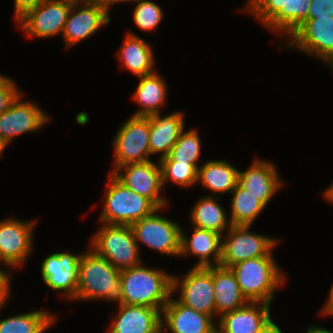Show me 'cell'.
Returning <instances> with one entry per match:
<instances>
[{"label":"cell","mask_w":333,"mask_h":333,"mask_svg":"<svg viewBox=\"0 0 333 333\" xmlns=\"http://www.w3.org/2000/svg\"><path fill=\"white\" fill-rule=\"evenodd\" d=\"M122 304L146 306L161 313L172 294V275L142 264L121 270Z\"/></svg>","instance_id":"obj_1"},{"label":"cell","mask_w":333,"mask_h":333,"mask_svg":"<svg viewBox=\"0 0 333 333\" xmlns=\"http://www.w3.org/2000/svg\"><path fill=\"white\" fill-rule=\"evenodd\" d=\"M107 299L122 304L121 271L92 248L81 254L74 299Z\"/></svg>","instance_id":"obj_2"},{"label":"cell","mask_w":333,"mask_h":333,"mask_svg":"<svg viewBox=\"0 0 333 333\" xmlns=\"http://www.w3.org/2000/svg\"><path fill=\"white\" fill-rule=\"evenodd\" d=\"M249 302L272 303L276 288L285 281L272 255L247 259L230 267Z\"/></svg>","instance_id":"obj_3"},{"label":"cell","mask_w":333,"mask_h":333,"mask_svg":"<svg viewBox=\"0 0 333 333\" xmlns=\"http://www.w3.org/2000/svg\"><path fill=\"white\" fill-rule=\"evenodd\" d=\"M100 222L112 225H129L150 216L158 209L149 199L135 193L112 173Z\"/></svg>","instance_id":"obj_4"},{"label":"cell","mask_w":333,"mask_h":333,"mask_svg":"<svg viewBox=\"0 0 333 333\" xmlns=\"http://www.w3.org/2000/svg\"><path fill=\"white\" fill-rule=\"evenodd\" d=\"M92 240L93 250L120 271L142 263L134 233L129 225L103 223Z\"/></svg>","instance_id":"obj_5"},{"label":"cell","mask_w":333,"mask_h":333,"mask_svg":"<svg viewBox=\"0 0 333 333\" xmlns=\"http://www.w3.org/2000/svg\"><path fill=\"white\" fill-rule=\"evenodd\" d=\"M311 0H249L244 8L271 30L289 36L308 19ZM249 8V9H248Z\"/></svg>","instance_id":"obj_6"},{"label":"cell","mask_w":333,"mask_h":333,"mask_svg":"<svg viewBox=\"0 0 333 333\" xmlns=\"http://www.w3.org/2000/svg\"><path fill=\"white\" fill-rule=\"evenodd\" d=\"M249 228L248 225H232L225 240L222 237L220 266L230 268L247 259L272 255L271 249L278 241L254 234Z\"/></svg>","instance_id":"obj_7"},{"label":"cell","mask_w":333,"mask_h":333,"mask_svg":"<svg viewBox=\"0 0 333 333\" xmlns=\"http://www.w3.org/2000/svg\"><path fill=\"white\" fill-rule=\"evenodd\" d=\"M150 116H131L114 140L115 167L150 161Z\"/></svg>","instance_id":"obj_8"},{"label":"cell","mask_w":333,"mask_h":333,"mask_svg":"<svg viewBox=\"0 0 333 333\" xmlns=\"http://www.w3.org/2000/svg\"><path fill=\"white\" fill-rule=\"evenodd\" d=\"M156 209L150 216L131 225L135 241L142 242L162 254L180 255L181 227L177 223L157 215Z\"/></svg>","instance_id":"obj_9"},{"label":"cell","mask_w":333,"mask_h":333,"mask_svg":"<svg viewBox=\"0 0 333 333\" xmlns=\"http://www.w3.org/2000/svg\"><path fill=\"white\" fill-rule=\"evenodd\" d=\"M178 280L172 276V292L180 287L179 302L196 311L210 315L216 313L215 290L212 283V266L193 267L189 272Z\"/></svg>","instance_id":"obj_10"},{"label":"cell","mask_w":333,"mask_h":333,"mask_svg":"<svg viewBox=\"0 0 333 333\" xmlns=\"http://www.w3.org/2000/svg\"><path fill=\"white\" fill-rule=\"evenodd\" d=\"M73 3L68 0H43L17 22H20V28L31 37L54 36L63 31Z\"/></svg>","instance_id":"obj_11"},{"label":"cell","mask_w":333,"mask_h":333,"mask_svg":"<svg viewBox=\"0 0 333 333\" xmlns=\"http://www.w3.org/2000/svg\"><path fill=\"white\" fill-rule=\"evenodd\" d=\"M123 170L124 174L120 172ZM112 171L111 173L121 183L149 199L158 209H162L167 204V200L160 196L163 187L160 164L156 165L152 161L130 163Z\"/></svg>","instance_id":"obj_12"},{"label":"cell","mask_w":333,"mask_h":333,"mask_svg":"<svg viewBox=\"0 0 333 333\" xmlns=\"http://www.w3.org/2000/svg\"><path fill=\"white\" fill-rule=\"evenodd\" d=\"M287 47L318 56L333 68V17L307 19L291 35Z\"/></svg>","instance_id":"obj_13"},{"label":"cell","mask_w":333,"mask_h":333,"mask_svg":"<svg viewBox=\"0 0 333 333\" xmlns=\"http://www.w3.org/2000/svg\"><path fill=\"white\" fill-rule=\"evenodd\" d=\"M79 4H72L62 31L67 47L90 37L103 24L110 22L108 11L103 3L81 2V7L78 6Z\"/></svg>","instance_id":"obj_14"},{"label":"cell","mask_w":333,"mask_h":333,"mask_svg":"<svg viewBox=\"0 0 333 333\" xmlns=\"http://www.w3.org/2000/svg\"><path fill=\"white\" fill-rule=\"evenodd\" d=\"M35 223L12 218L0 221V262L10 267L24 264L33 247L32 231Z\"/></svg>","instance_id":"obj_15"},{"label":"cell","mask_w":333,"mask_h":333,"mask_svg":"<svg viewBox=\"0 0 333 333\" xmlns=\"http://www.w3.org/2000/svg\"><path fill=\"white\" fill-rule=\"evenodd\" d=\"M80 255L64 252L53 253L45 258L41 275L49 288L64 291L69 299L76 297Z\"/></svg>","instance_id":"obj_16"},{"label":"cell","mask_w":333,"mask_h":333,"mask_svg":"<svg viewBox=\"0 0 333 333\" xmlns=\"http://www.w3.org/2000/svg\"><path fill=\"white\" fill-rule=\"evenodd\" d=\"M20 98L21 95L0 115V139L6 144L22 133L40 129L48 121V116L41 108Z\"/></svg>","instance_id":"obj_17"},{"label":"cell","mask_w":333,"mask_h":333,"mask_svg":"<svg viewBox=\"0 0 333 333\" xmlns=\"http://www.w3.org/2000/svg\"><path fill=\"white\" fill-rule=\"evenodd\" d=\"M213 319L170 297L162 310V333L165 330L164 323L171 333H211L217 327L213 324Z\"/></svg>","instance_id":"obj_18"},{"label":"cell","mask_w":333,"mask_h":333,"mask_svg":"<svg viewBox=\"0 0 333 333\" xmlns=\"http://www.w3.org/2000/svg\"><path fill=\"white\" fill-rule=\"evenodd\" d=\"M161 314L151 307L119 304L109 333H162Z\"/></svg>","instance_id":"obj_19"},{"label":"cell","mask_w":333,"mask_h":333,"mask_svg":"<svg viewBox=\"0 0 333 333\" xmlns=\"http://www.w3.org/2000/svg\"><path fill=\"white\" fill-rule=\"evenodd\" d=\"M275 166L262 160H256L248 170L238 173V183L259 199L265 206L281 187Z\"/></svg>","instance_id":"obj_20"},{"label":"cell","mask_w":333,"mask_h":333,"mask_svg":"<svg viewBox=\"0 0 333 333\" xmlns=\"http://www.w3.org/2000/svg\"><path fill=\"white\" fill-rule=\"evenodd\" d=\"M270 305L249 302L239 309L225 312L218 316L220 320L217 328H220L222 333H256L271 319Z\"/></svg>","instance_id":"obj_21"},{"label":"cell","mask_w":333,"mask_h":333,"mask_svg":"<svg viewBox=\"0 0 333 333\" xmlns=\"http://www.w3.org/2000/svg\"><path fill=\"white\" fill-rule=\"evenodd\" d=\"M222 235L213 231L194 228L191 238L181 229L180 255L194 254L199 257L195 267L218 266L221 260ZM188 253V254H187ZM212 256V259H210ZM213 262V263H211Z\"/></svg>","instance_id":"obj_22"},{"label":"cell","mask_w":333,"mask_h":333,"mask_svg":"<svg viewBox=\"0 0 333 333\" xmlns=\"http://www.w3.org/2000/svg\"><path fill=\"white\" fill-rule=\"evenodd\" d=\"M184 130L183 114L174 112L167 116L154 114L150 116V153L161 152L160 159L167 157Z\"/></svg>","instance_id":"obj_23"},{"label":"cell","mask_w":333,"mask_h":333,"mask_svg":"<svg viewBox=\"0 0 333 333\" xmlns=\"http://www.w3.org/2000/svg\"><path fill=\"white\" fill-rule=\"evenodd\" d=\"M212 283L216 294L214 297L216 314L218 313L219 316L225 312L239 309L249 303L230 268L213 265Z\"/></svg>","instance_id":"obj_24"},{"label":"cell","mask_w":333,"mask_h":333,"mask_svg":"<svg viewBox=\"0 0 333 333\" xmlns=\"http://www.w3.org/2000/svg\"><path fill=\"white\" fill-rule=\"evenodd\" d=\"M118 54L123 67L128 68L132 74L139 77L153 73L152 48L135 34L128 32Z\"/></svg>","instance_id":"obj_25"},{"label":"cell","mask_w":333,"mask_h":333,"mask_svg":"<svg viewBox=\"0 0 333 333\" xmlns=\"http://www.w3.org/2000/svg\"><path fill=\"white\" fill-rule=\"evenodd\" d=\"M141 80L134 93V100L142 107L133 116L148 117L159 114V108L165 103L166 84L156 72L139 76Z\"/></svg>","instance_id":"obj_26"},{"label":"cell","mask_w":333,"mask_h":333,"mask_svg":"<svg viewBox=\"0 0 333 333\" xmlns=\"http://www.w3.org/2000/svg\"><path fill=\"white\" fill-rule=\"evenodd\" d=\"M239 170L229 162L208 161L198 168L197 181L213 193L232 192L238 183Z\"/></svg>","instance_id":"obj_27"},{"label":"cell","mask_w":333,"mask_h":333,"mask_svg":"<svg viewBox=\"0 0 333 333\" xmlns=\"http://www.w3.org/2000/svg\"><path fill=\"white\" fill-rule=\"evenodd\" d=\"M191 218L194 227L220 235L232 226L230 223L227 226L228 220L224 209L211 195L198 201L192 209Z\"/></svg>","instance_id":"obj_28"},{"label":"cell","mask_w":333,"mask_h":333,"mask_svg":"<svg viewBox=\"0 0 333 333\" xmlns=\"http://www.w3.org/2000/svg\"><path fill=\"white\" fill-rule=\"evenodd\" d=\"M231 193L234 196L231 199V219L228 223L251 226L266 206L239 183Z\"/></svg>","instance_id":"obj_29"},{"label":"cell","mask_w":333,"mask_h":333,"mask_svg":"<svg viewBox=\"0 0 333 333\" xmlns=\"http://www.w3.org/2000/svg\"><path fill=\"white\" fill-rule=\"evenodd\" d=\"M56 318L46 311H32L0 320V333H43Z\"/></svg>","instance_id":"obj_30"},{"label":"cell","mask_w":333,"mask_h":333,"mask_svg":"<svg viewBox=\"0 0 333 333\" xmlns=\"http://www.w3.org/2000/svg\"><path fill=\"white\" fill-rule=\"evenodd\" d=\"M197 132L195 129L182 131L169 155L159 161L190 162L198 169L197 161L200 156L201 141Z\"/></svg>","instance_id":"obj_31"},{"label":"cell","mask_w":333,"mask_h":333,"mask_svg":"<svg viewBox=\"0 0 333 333\" xmlns=\"http://www.w3.org/2000/svg\"><path fill=\"white\" fill-rule=\"evenodd\" d=\"M162 185L168 180L181 186H192L197 181L198 169L190 162L159 161Z\"/></svg>","instance_id":"obj_32"},{"label":"cell","mask_w":333,"mask_h":333,"mask_svg":"<svg viewBox=\"0 0 333 333\" xmlns=\"http://www.w3.org/2000/svg\"><path fill=\"white\" fill-rule=\"evenodd\" d=\"M162 17L163 12L160 6L148 0L137 2L133 11L134 22L143 31H154Z\"/></svg>","instance_id":"obj_33"},{"label":"cell","mask_w":333,"mask_h":333,"mask_svg":"<svg viewBox=\"0 0 333 333\" xmlns=\"http://www.w3.org/2000/svg\"><path fill=\"white\" fill-rule=\"evenodd\" d=\"M21 95L16 84L10 78L0 75V115L9 109L12 103Z\"/></svg>","instance_id":"obj_34"},{"label":"cell","mask_w":333,"mask_h":333,"mask_svg":"<svg viewBox=\"0 0 333 333\" xmlns=\"http://www.w3.org/2000/svg\"><path fill=\"white\" fill-rule=\"evenodd\" d=\"M333 17V0H311L308 19Z\"/></svg>","instance_id":"obj_35"},{"label":"cell","mask_w":333,"mask_h":333,"mask_svg":"<svg viewBox=\"0 0 333 333\" xmlns=\"http://www.w3.org/2000/svg\"><path fill=\"white\" fill-rule=\"evenodd\" d=\"M43 0H15V17L16 21L20 19L26 12L35 8L39 5Z\"/></svg>","instance_id":"obj_36"},{"label":"cell","mask_w":333,"mask_h":333,"mask_svg":"<svg viewBox=\"0 0 333 333\" xmlns=\"http://www.w3.org/2000/svg\"><path fill=\"white\" fill-rule=\"evenodd\" d=\"M10 275L6 271L0 270V308L8 301L10 294Z\"/></svg>","instance_id":"obj_37"},{"label":"cell","mask_w":333,"mask_h":333,"mask_svg":"<svg viewBox=\"0 0 333 333\" xmlns=\"http://www.w3.org/2000/svg\"><path fill=\"white\" fill-rule=\"evenodd\" d=\"M256 333H282L280 328L270 319L262 328Z\"/></svg>","instance_id":"obj_38"},{"label":"cell","mask_w":333,"mask_h":333,"mask_svg":"<svg viewBox=\"0 0 333 333\" xmlns=\"http://www.w3.org/2000/svg\"><path fill=\"white\" fill-rule=\"evenodd\" d=\"M322 310L323 315H333V285L330 289L329 298Z\"/></svg>","instance_id":"obj_39"},{"label":"cell","mask_w":333,"mask_h":333,"mask_svg":"<svg viewBox=\"0 0 333 333\" xmlns=\"http://www.w3.org/2000/svg\"><path fill=\"white\" fill-rule=\"evenodd\" d=\"M306 333H333V332L329 331L325 328L315 326V327L308 328Z\"/></svg>","instance_id":"obj_40"},{"label":"cell","mask_w":333,"mask_h":333,"mask_svg":"<svg viewBox=\"0 0 333 333\" xmlns=\"http://www.w3.org/2000/svg\"><path fill=\"white\" fill-rule=\"evenodd\" d=\"M124 1H136V2H139V1H143V0H106L103 4L106 6V9L109 13V9H110V6L114 3H121V2H124Z\"/></svg>","instance_id":"obj_41"},{"label":"cell","mask_w":333,"mask_h":333,"mask_svg":"<svg viewBox=\"0 0 333 333\" xmlns=\"http://www.w3.org/2000/svg\"><path fill=\"white\" fill-rule=\"evenodd\" d=\"M323 194L326 199L333 203V184L327 190H325Z\"/></svg>","instance_id":"obj_42"},{"label":"cell","mask_w":333,"mask_h":333,"mask_svg":"<svg viewBox=\"0 0 333 333\" xmlns=\"http://www.w3.org/2000/svg\"><path fill=\"white\" fill-rule=\"evenodd\" d=\"M6 146L7 144L2 139H0V155Z\"/></svg>","instance_id":"obj_43"},{"label":"cell","mask_w":333,"mask_h":333,"mask_svg":"<svg viewBox=\"0 0 333 333\" xmlns=\"http://www.w3.org/2000/svg\"><path fill=\"white\" fill-rule=\"evenodd\" d=\"M106 0H83V2H101L104 3Z\"/></svg>","instance_id":"obj_44"},{"label":"cell","mask_w":333,"mask_h":333,"mask_svg":"<svg viewBox=\"0 0 333 333\" xmlns=\"http://www.w3.org/2000/svg\"><path fill=\"white\" fill-rule=\"evenodd\" d=\"M211 333H222L220 330H219V328H215Z\"/></svg>","instance_id":"obj_45"},{"label":"cell","mask_w":333,"mask_h":333,"mask_svg":"<svg viewBox=\"0 0 333 333\" xmlns=\"http://www.w3.org/2000/svg\"><path fill=\"white\" fill-rule=\"evenodd\" d=\"M68 1H71V2H74V3H81V2H83V0H68Z\"/></svg>","instance_id":"obj_46"}]
</instances>
